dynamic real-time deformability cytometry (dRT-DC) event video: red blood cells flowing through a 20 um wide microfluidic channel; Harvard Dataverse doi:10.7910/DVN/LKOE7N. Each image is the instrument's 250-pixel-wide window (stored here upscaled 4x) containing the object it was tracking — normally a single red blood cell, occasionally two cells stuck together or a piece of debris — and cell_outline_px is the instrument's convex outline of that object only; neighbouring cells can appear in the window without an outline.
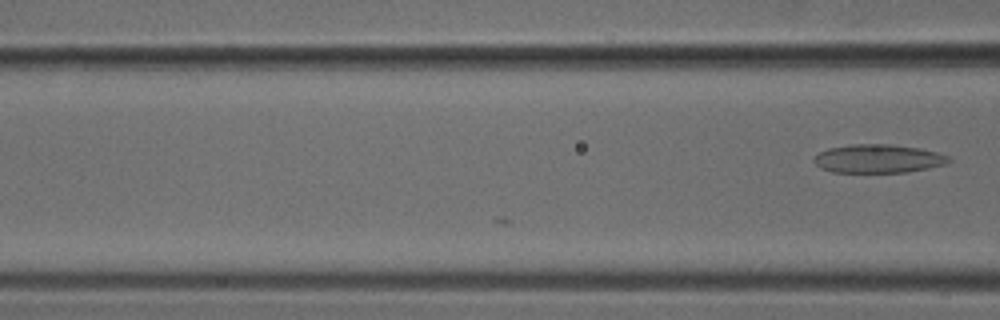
{"species": "common noctule bat (a hibernating species)", "species_latin": "Nyctalus noctula", "temperature_condition": "cold", "stored_images_in_passage": 5, "camera_frame_rate_fps": 3000, "um_per_image_px": 0.085, "animal": {"sex": "male", "body_mass_g": 18.8}, "frame": {"image": 1, "passage_image": 5, "time_ms": 1.333, "image_size_px": [1000, 320], "cell_outline_px": [[952, 160], [944, 164], [928, 168], [908, 172], [832, 172], [820, 168], [812, 160], [820, 152], [828, 148], [852, 144], [888, 144], [920, 148], [936, 152], [948, 156]], "centroid_in_image_um": [74.63, 13.49], "position_along_channel_um": 92.0, "area_um2": 22.31}}